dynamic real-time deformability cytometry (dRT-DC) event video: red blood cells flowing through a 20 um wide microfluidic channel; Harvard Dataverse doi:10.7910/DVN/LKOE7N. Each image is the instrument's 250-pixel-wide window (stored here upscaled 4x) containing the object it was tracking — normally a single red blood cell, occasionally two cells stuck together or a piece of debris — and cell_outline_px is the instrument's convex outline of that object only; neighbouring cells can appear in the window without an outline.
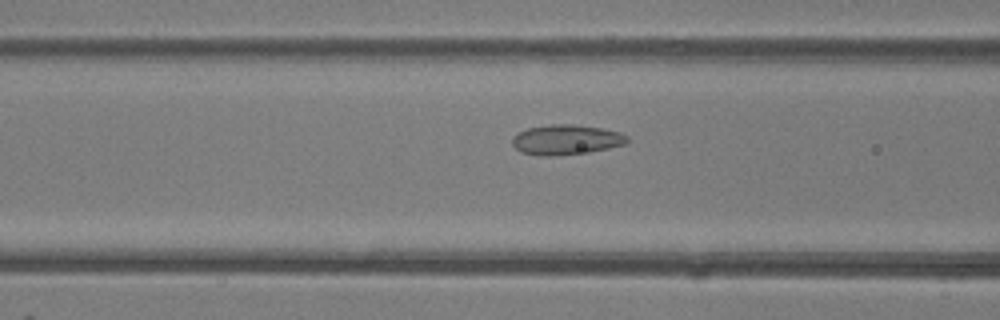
{"species": "common noctule bat (a hibernating species)", "species_latin": "Nyctalus noctula", "temperature_condition": "room temperature", "stored_images_in_passage": 48, "camera_frame_rate_fps": 3000, "um_per_image_px": 0.085, "animal": {"sex": "female"}, "frame": {"image": 1, "passage_image": 19, "time_ms": 6.0, "image_size_px": [1000, 320], "cell_outline_px": [[628, 140], [624, 144], [608, 148], [588, 152], [552, 156], [540, 156], [520, 152], [512, 144], [512, 136], [528, 128], [552, 124], [572, 124], [600, 128], [620, 132], [628, 136]], "centroid_in_image_um": [48.1, 11.88], "position_along_channel_um": 118.5, "area_um2": 20.0}}
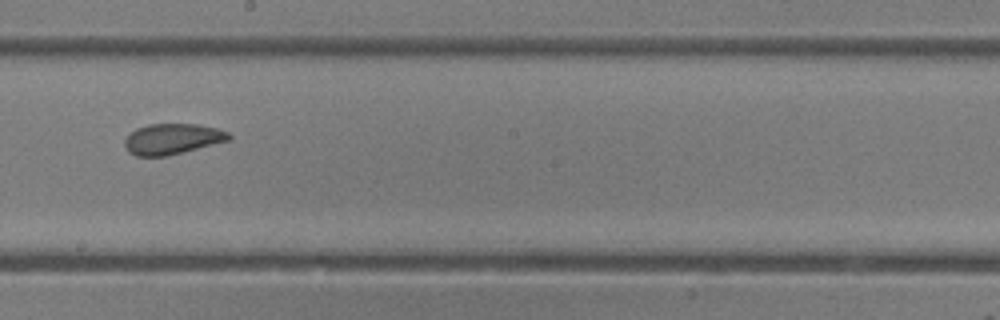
{"frame": {"image": 2, "passage_image": 27, "time_ms": 8.667, "image_size_px": [1000, 320], "cell_outline_px": [[232, 136], [228, 140], [184, 152], [168, 156], [136, 156], [128, 152], [124, 144], [124, 140], [136, 128], [148, 124], [196, 124], [216, 128], [228, 132]], "centroid_in_image_um": [14.62, 11.81], "position_along_channel_um": 233.6, "area_um2": 18.55}}
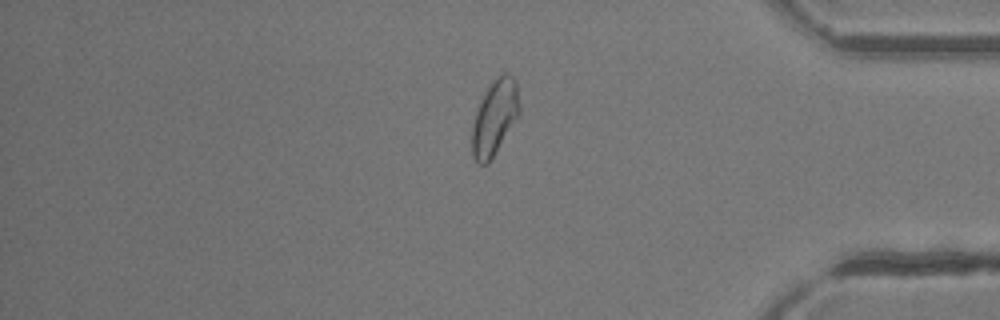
{"frame": {"image": 3, "passage_image": 40, "time_ms": 13.0, "image_size_px": [1000, 320], "cell_outline_px": [[520, 112], [488, 164], [476, 164], [472, 156], [472, 128], [476, 112], [488, 88], [496, 76], [500, 72], [508, 72], [516, 80], [520, 104]], "centroid_in_image_um": [42.06, 9.97], "position_along_channel_um": 393.1, "area_um2": 20.52}, "authors_computed_cell_mechanics": {"area_um2": 21.2415, "velocity_mm_per_s": 4.3155, "shape_relaxation_time_tau1_ms": null, "shape_relaxation_time_tau2_ms": 1.2937, "deformation_change_tau1": null, "deformation_change_tau2": 0.0816}}